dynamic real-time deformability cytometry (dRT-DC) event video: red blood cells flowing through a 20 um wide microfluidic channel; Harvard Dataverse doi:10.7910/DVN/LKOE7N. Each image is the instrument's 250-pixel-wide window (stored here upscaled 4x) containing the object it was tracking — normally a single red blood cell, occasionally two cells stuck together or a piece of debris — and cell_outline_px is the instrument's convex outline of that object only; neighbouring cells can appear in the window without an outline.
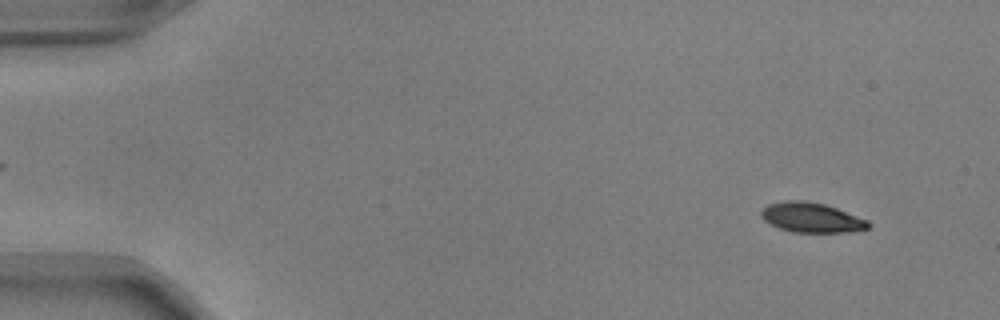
{"species": "common noctule bat (a hibernating species)", "species_latin": "Nyctalus noctula", "temperature_condition": "warm", "stored_images_in_passage": 20, "camera_frame_rate_fps": 3000, "um_per_image_px": 0.085, "animal": {"sex": "male", "body_mass_g": 17.9, "forearm_length_mm": 54.2}, "frame": {"image": 1, "passage_image": 4, "time_ms": 1.0, "image_size_px": [1000, 320], "cell_outline_px": [[872, 224], [868, 228], [848, 232], [792, 232], [780, 228], [764, 220], [760, 216], [760, 212], [768, 204], [788, 200], [804, 200], [824, 204], [836, 208], [868, 220]], "centroid_in_image_um": [68.98, 18.49], "position_along_channel_um": 16.0, "area_um2": 18.5}}
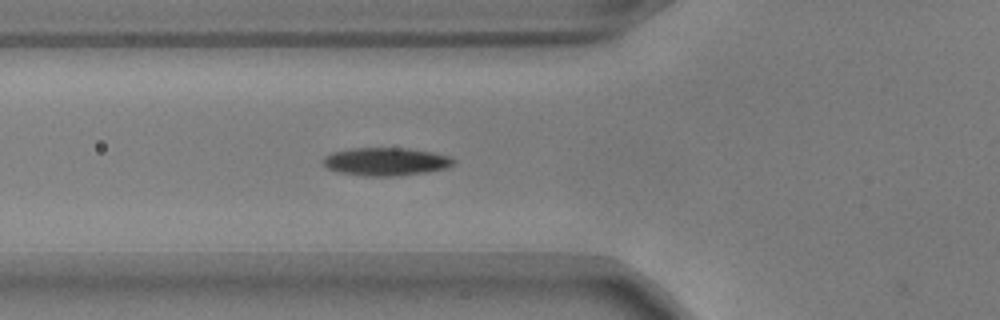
{"frame": {"image": 2, "passage_image": 19, "time_ms": 6.0, "image_size_px": [1000, 320], "cell_outline_px": [[456, 160], [448, 168], [424, 172], [392, 176], [364, 176], [336, 172], [328, 168], [324, 164], [324, 156], [332, 152], [352, 148], [408, 148], [432, 152], [452, 156]], "centroid_in_image_um": [32.81, 13.73], "position_along_channel_um": 93.0, "area_um2": 21.33}}